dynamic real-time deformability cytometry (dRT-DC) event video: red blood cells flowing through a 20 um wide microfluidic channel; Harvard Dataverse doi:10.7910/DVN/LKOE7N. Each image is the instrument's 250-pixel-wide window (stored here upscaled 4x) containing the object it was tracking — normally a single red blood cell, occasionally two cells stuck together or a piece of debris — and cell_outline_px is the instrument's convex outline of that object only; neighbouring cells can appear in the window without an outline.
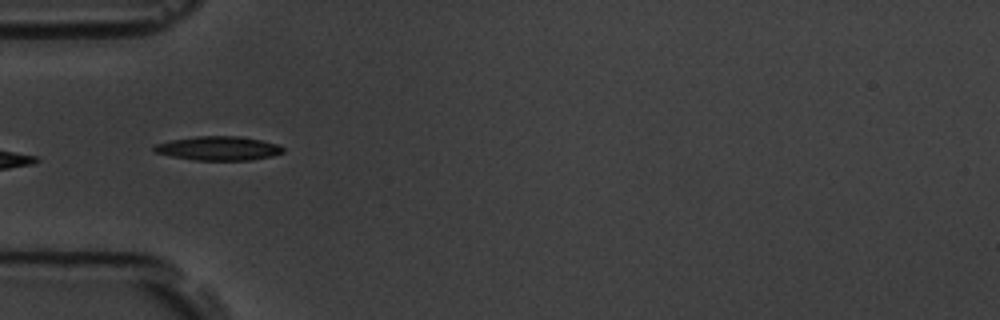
{"species": "common noctule bat (a hibernating species)", "species_latin": "Nyctalus noctula", "temperature_condition": "room temperature", "stored_images_in_passage": 10, "camera_frame_rate_fps": 3000, "um_per_image_px": 0.085, "animal": {"sex": "male", "body_mass_g": 19.5, "forearm_length_mm": 54.6}, "frame": {"image": 1, "passage_image": 7, "time_ms": 6.667, "image_size_px": [1000, 320], "cell_outline_px": [[284, 152], [272, 156], [252, 160], [196, 160], [172, 156], [156, 152], [152, 148], [156, 144], [172, 140], [196, 136], [240, 136], [260, 140], [276, 144], [284, 148]], "centroid_in_image_um": [18.59, 12.61], "position_along_channel_um": 66.4, "area_um2": 17.86}}
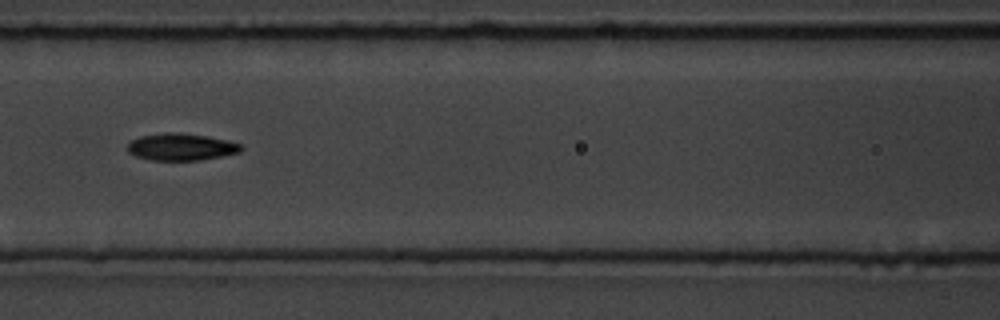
{"frame": {"image": 2, "passage_image": 9, "time_ms": 9.0, "image_size_px": [1000, 320], "cell_outline_px": [[244, 148], [240, 152], [200, 160], [152, 160], [136, 156], [128, 152], [128, 144], [132, 140], [140, 136], [164, 132], [176, 132], [204, 136], [228, 140], [240, 144]], "centroid_in_image_um": [15.39, 12.48], "position_along_channel_um": 151.2, "area_um2": 17.74}}
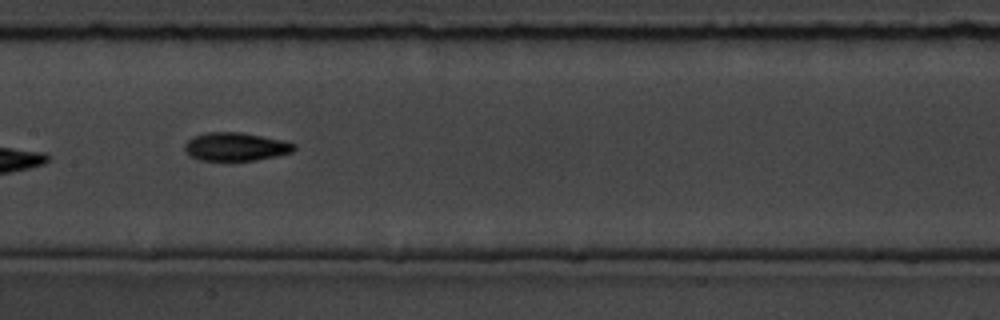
{"frame": {"image": 3, "passage_image": 10, "time_ms": 10.0, "image_size_px": [1000, 320], "cell_outline_px": [[296, 148], [292, 152], [276, 156], [256, 160], [196, 160], [188, 156], [184, 148], [184, 144], [192, 136], [204, 132], [240, 132], [284, 140], [296, 144]], "centroid_in_image_um": [20.0, 12.46], "position_along_channel_um": 187.4, "area_um2": 18.26}}